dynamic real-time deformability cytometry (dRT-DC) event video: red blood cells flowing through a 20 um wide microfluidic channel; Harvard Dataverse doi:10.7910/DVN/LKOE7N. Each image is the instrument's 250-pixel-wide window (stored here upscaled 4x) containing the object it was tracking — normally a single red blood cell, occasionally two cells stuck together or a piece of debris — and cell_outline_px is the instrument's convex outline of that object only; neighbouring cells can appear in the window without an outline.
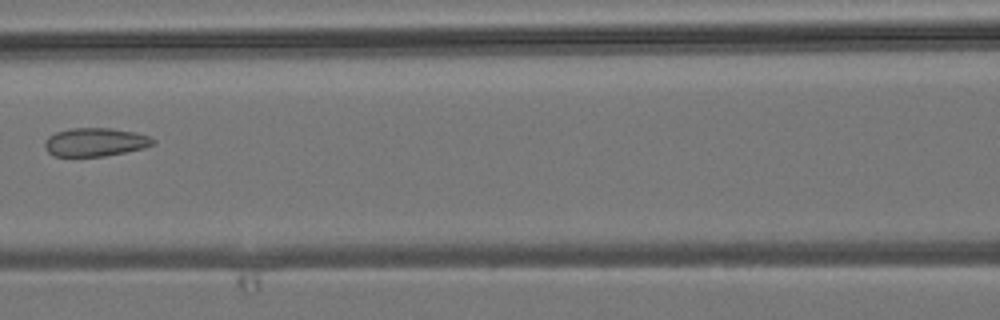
{"species": "common noctule bat (a hibernating species)", "species_latin": "Nyctalus noctula", "temperature_condition": "room temperature", "stored_images_in_passage": 7, "camera_frame_rate_fps": 3000, "um_per_image_px": 0.085, "animal": {"sex": "male", "body_mass_g": 19.2, "forearm_length_mm": 51.8}, "frame": {"image": 1, "passage_image": 6, "time_ms": 6.333, "image_size_px": [1000, 320], "cell_outline_px": [[156, 144], [144, 148], [104, 156], [56, 156], [48, 152], [44, 148], [44, 140], [48, 136], [56, 132], [72, 128], [112, 128], [136, 132], [148, 136], [156, 140]], "centroid_in_image_um": [8.1, 12.07], "position_along_channel_um": 158.5, "area_um2": 18.03}}
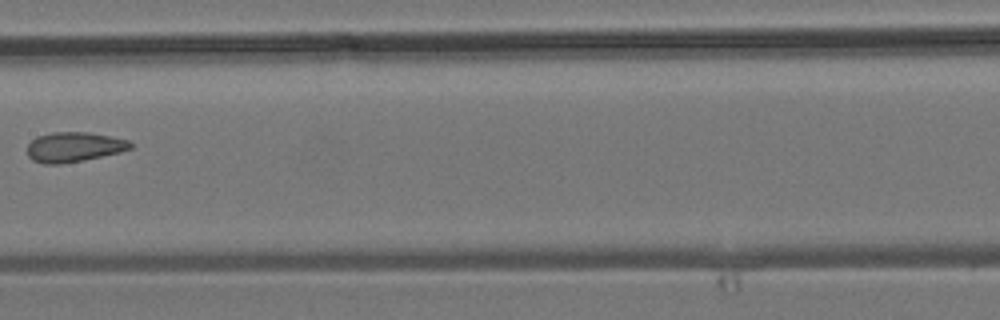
{"frame": {"image": 2, "passage_image": 7, "time_ms": 7.333, "image_size_px": [1000, 320], "cell_outline_px": [[136, 144], [132, 148], [120, 152], [84, 160], [60, 164], [44, 164], [32, 160], [28, 156], [28, 144], [36, 136], [52, 132], [88, 132], [128, 140]], "centroid_in_image_um": [6.29, 12.49], "position_along_channel_um": 201.1, "area_um2": 18.03}}